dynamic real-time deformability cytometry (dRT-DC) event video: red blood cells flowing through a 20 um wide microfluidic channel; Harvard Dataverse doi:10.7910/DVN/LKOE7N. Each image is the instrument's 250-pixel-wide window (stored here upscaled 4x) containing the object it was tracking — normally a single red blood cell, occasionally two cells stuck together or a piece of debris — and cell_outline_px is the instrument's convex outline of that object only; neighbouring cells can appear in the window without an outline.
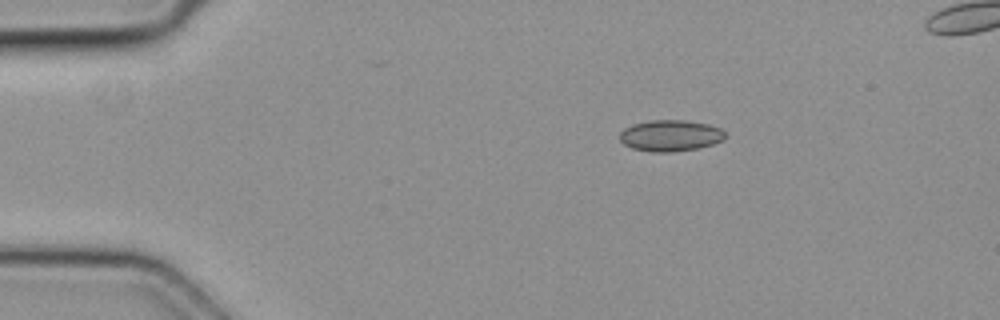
{"species": "common noctule bat (a hibernating species)", "species_latin": "Nyctalus noctula", "temperature_condition": "cold", "stored_images_in_passage": 7, "camera_frame_rate_fps": 3000, "um_per_image_px": 0.085, "animal": {"sex": "female", "body_mass_g": 19.3, "forearm_length_mm": 54.1}, "frame": {"image": 1, "passage_image": 1, "time_ms": 0.0, "image_size_px": [1000, 320], "cell_outline_px": [[728, 136], [724, 140], [712, 144], [696, 148], [672, 152], [652, 152], [632, 148], [624, 144], [620, 140], [620, 132], [624, 128], [632, 124], [648, 120], [684, 120], [708, 124], [720, 128]], "centroid_in_image_um": [56.98, 11.52], "position_along_channel_um": 28.0, "area_um2": 19.31}}